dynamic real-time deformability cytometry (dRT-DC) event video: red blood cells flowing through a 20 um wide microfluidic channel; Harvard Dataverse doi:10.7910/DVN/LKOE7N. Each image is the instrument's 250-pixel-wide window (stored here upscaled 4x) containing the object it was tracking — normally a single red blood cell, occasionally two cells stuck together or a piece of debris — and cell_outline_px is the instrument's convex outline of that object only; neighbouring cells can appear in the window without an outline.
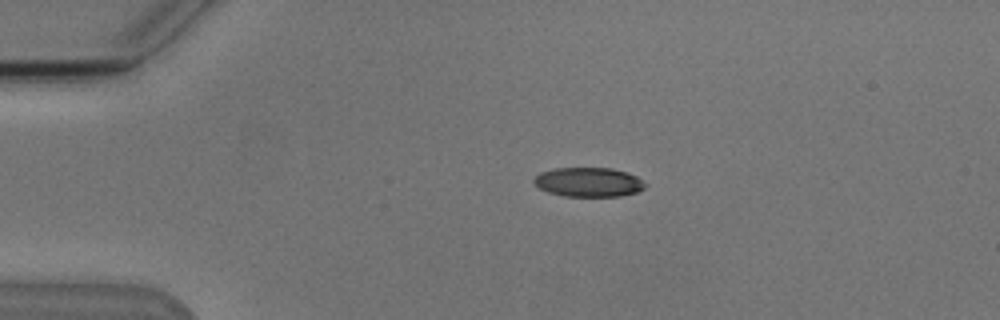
{"species": "Egyptian fruit bat (a non-hibernating species)", "species_latin": "Rousettus aegyptiacus", "temperature_condition": "cold", "stored_images_in_passage": 5, "camera_frame_rate_fps": 3000, "um_per_image_px": 0.085, "animal": {"sex": "male"}, "frame": {"image": 1, "passage_image": 2, "time_ms": 2.0, "image_size_px": [1000, 320], "cell_outline_px": [[648, 184], [644, 188], [636, 192], [620, 196], [564, 196], [548, 192], [540, 188], [532, 180], [540, 172], [552, 168], [612, 168], [628, 172], [636, 176]], "centroid_in_image_um": [50.04, 15.47], "position_along_channel_um": 35.0, "area_um2": 19.07}}
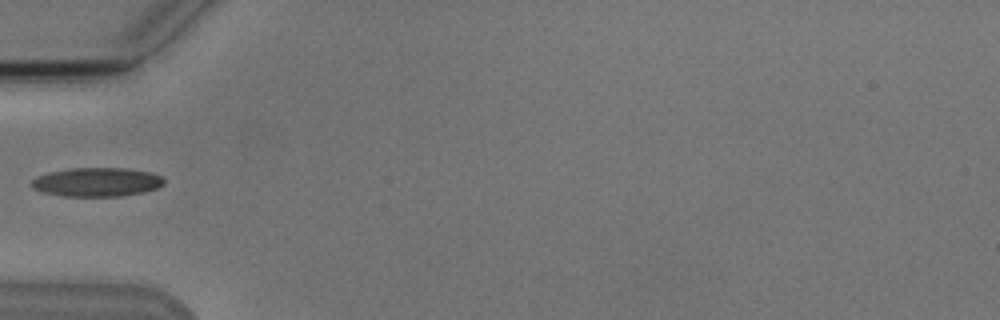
{"frame": {"image": 2, "passage_image": 4, "time_ms": 4.333, "image_size_px": [1000, 320], "cell_outline_px": [[164, 184], [156, 188], [144, 192], [120, 196], [64, 196], [44, 192], [32, 188], [32, 180], [36, 176], [48, 172], [68, 168], [124, 168], [152, 172], [160, 176], [164, 180]], "centroid_in_image_um": [8.22, 15.47], "position_along_channel_um": 76.8, "area_um2": 22.31}}